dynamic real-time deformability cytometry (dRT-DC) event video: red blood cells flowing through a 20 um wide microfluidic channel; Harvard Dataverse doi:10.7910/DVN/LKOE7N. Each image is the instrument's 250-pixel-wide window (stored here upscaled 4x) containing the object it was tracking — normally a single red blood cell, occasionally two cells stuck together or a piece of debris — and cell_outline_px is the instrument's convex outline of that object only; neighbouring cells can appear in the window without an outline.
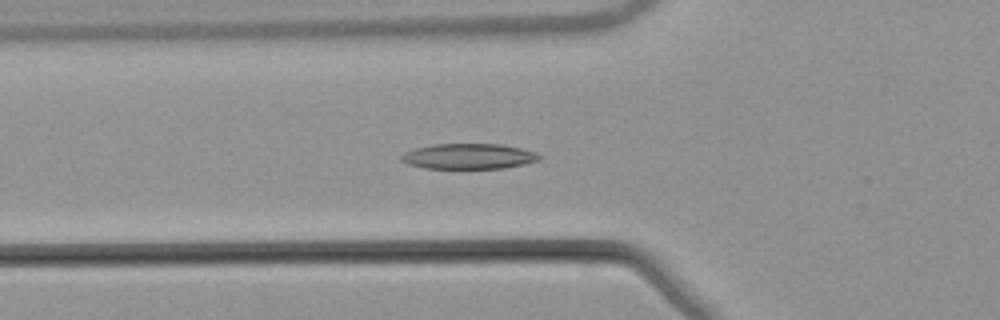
{"species": "common noctule bat (a hibernating species)", "species_latin": "Nyctalus noctula", "temperature_condition": "warm", "stored_images_in_passage": 43, "camera_frame_rate_fps": 3000, "um_per_image_px": 0.085, "animal": {"sex": "male", "body_mass_g": 21.5, "forearm_length_mm": 52.0}, "frame": {"image": 1, "passage_image": 9, "time_ms": 2.667, "image_size_px": [1000, 320], "cell_outline_px": [[544, 156], [540, 160], [524, 164], [504, 168], [424, 168], [408, 164], [400, 160], [400, 156], [416, 148], [432, 144], [500, 144], [520, 148], [536, 152]], "centroid_in_image_um": [39.88, 13.29], "position_along_channel_um": 85.9, "area_um2": 20.4}}
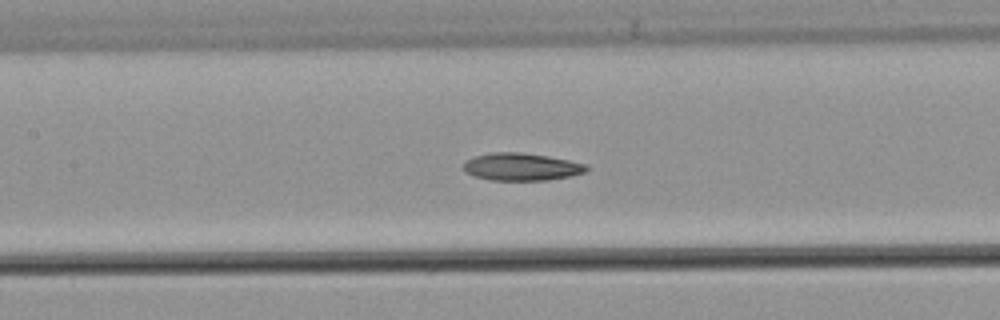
{"frame": {"image": 2, "passage_image": 15, "time_ms": 4.667, "image_size_px": [1000, 320], "cell_outline_px": [[592, 168], [584, 172], [572, 176], [548, 180], [492, 180], [476, 176], [464, 172], [464, 164], [468, 160], [476, 156], [492, 152], [520, 152], [548, 156], [588, 164]], "centroid_in_image_um": [44.39, 14.18], "position_along_channel_um": 163.0, "area_um2": 19.71}}
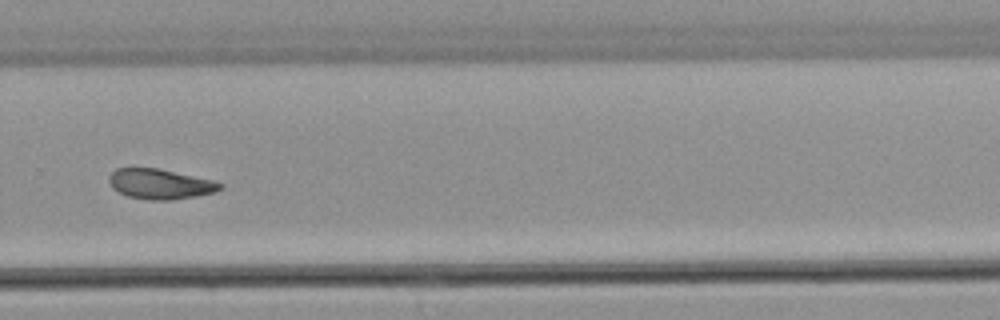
{"frame": {"image": 3, "passage_image": 27, "time_ms": 8.667, "image_size_px": [1000, 320], "cell_outline_px": [[224, 188], [216, 192], [196, 196], [168, 200], [148, 200], [128, 196], [112, 188], [108, 180], [108, 176], [116, 168], [156, 168], [212, 180], [224, 184]], "centroid_in_image_um": [13.61, 15.64], "position_along_channel_um": 316.2, "area_um2": 19.42}, "authors_computed_cell_mechanics": {"area_um2": 19.7676, "velocity_mm_per_s": 3.8406, "shape_relaxation_time_tau1_ms": 10.1285, "shape_relaxation_time_tau2_ms": null, "deformation_change_tau1": 0.1996, "deformation_change_tau2": null}}